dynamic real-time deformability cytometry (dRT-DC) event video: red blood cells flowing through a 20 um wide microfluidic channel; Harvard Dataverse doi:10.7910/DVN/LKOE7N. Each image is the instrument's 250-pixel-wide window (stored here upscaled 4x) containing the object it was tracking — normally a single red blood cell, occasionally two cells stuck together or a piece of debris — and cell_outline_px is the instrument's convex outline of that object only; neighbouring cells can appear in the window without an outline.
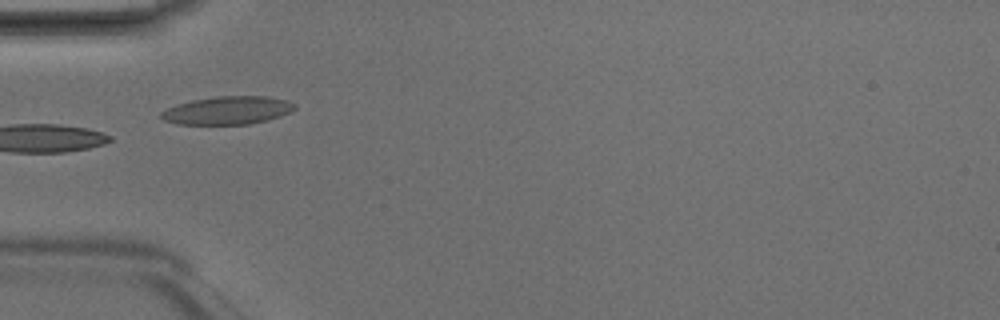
{"species": "Egyptian fruit bat (a non-hibernating species)", "species_latin": "Rousettus aegyptiacus", "temperature_condition": "room temperature", "stored_images_in_passage": 5, "camera_frame_rate_fps": 3000, "um_per_image_px": 0.085, "animal": {"sex": "male"}, "frame": {"image": 1, "passage_image": 5, "time_ms": 1.333, "image_size_px": [1000, 320], "cell_outline_px": [[296, 108], [280, 116], [268, 120], [248, 124], [176, 124], [164, 120], [160, 116], [160, 112], [176, 104], [192, 100], [220, 96], [264, 96], [288, 100], [296, 104]], "centroid_in_image_um": [19.34, 9.38], "position_along_channel_um": 65.7, "area_um2": 21.79}}